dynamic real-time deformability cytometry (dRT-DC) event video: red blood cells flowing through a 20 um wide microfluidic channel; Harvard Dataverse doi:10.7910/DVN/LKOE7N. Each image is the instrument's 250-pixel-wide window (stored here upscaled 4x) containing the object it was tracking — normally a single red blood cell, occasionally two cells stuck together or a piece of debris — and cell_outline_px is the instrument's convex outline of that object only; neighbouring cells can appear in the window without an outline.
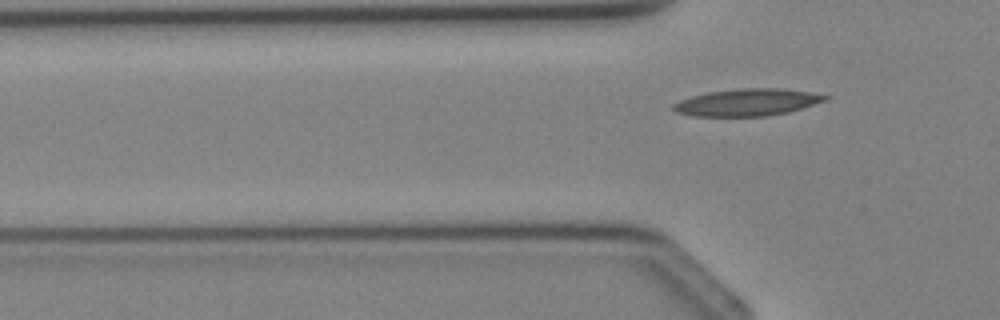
{"species": "Egyptian fruit bat (a non-hibernating species)", "species_latin": "Rousettus aegyptiacus", "temperature_condition": "cold", "stored_images_in_passage": 4, "camera_frame_rate_fps": 3000, "um_per_image_px": 0.085, "animal": {"sex": "female"}, "frame": {"image": 1, "passage_image": 4, "time_ms": 3.667, "image_size_px": [1000, 320], "cell_outline_px": [[832, 96], [828, 100], [788, 112], [768, 116], [692, 116], [676, 112], [672, 108], [672, 104], [680, 100], [692, 96], [708, 92], [740, 88], [784, 88]], "centroid_in_image_um": [63.53, 8.7], "position_along_channel_um": 62.3, "area_um2": 24.04}}